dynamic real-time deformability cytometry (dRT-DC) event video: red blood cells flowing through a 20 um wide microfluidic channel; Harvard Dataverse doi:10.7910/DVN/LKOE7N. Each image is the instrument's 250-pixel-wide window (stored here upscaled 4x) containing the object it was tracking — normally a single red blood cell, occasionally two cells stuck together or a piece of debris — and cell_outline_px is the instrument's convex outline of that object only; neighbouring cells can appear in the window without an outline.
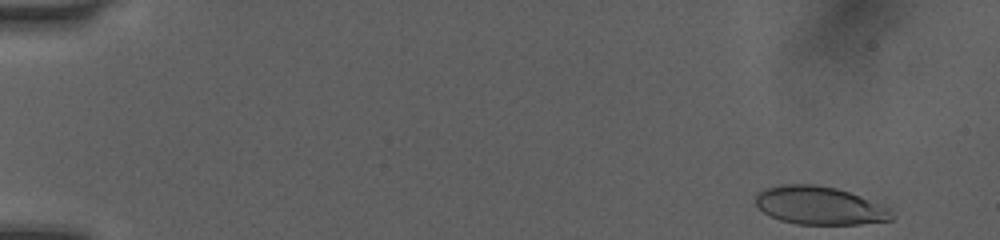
{"species": "human", "species_latin": "Homo sapiens", "temperature_condition": "room temperature", "stored_images_in_passage": 8, "camera_frame_rate_fps": 3000, "um_per_image_px": 0.085, "donor": {"sex": "female"}, "frame": {"image": 1, "passage_image": 1, "time_ms": 0.0, "image_size_px": [1000, 240], "cell_outline_px": [[896, 216], [892, 220], [860, 224], [796, 224], [780, 220], [764, 212], [756, 204], [756, 192], [764, 188], [780, 184], [812, 184], [836, 188], [860, 196], [888, 208]], "centroid_in_image_um": [69.64, 17.47], "position_along_channel_um": 15.4, "area_um2": 30.17}}
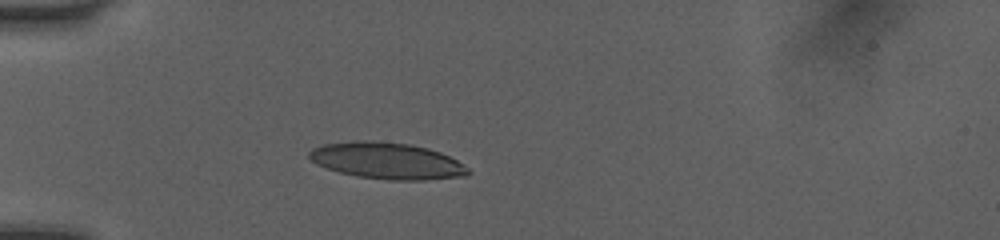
{"frame": {"image": 2, "passage_image": 6, "time_ms": 1.667, "image_size_px": [1000, 240], "cell_outline_px": [[472, 172], [464, 176], [424, 180], [392, 180], [356, 176], [340, 172], [316, 164], [308, 156], [308, 152], [312, 148], [324, 144], [356, 140], [372, 140], [408, 144], [428, 148], [440, 152], [456, 160], [468, 168]], "centroid_in_image_um": [32.88, 13.66], "position_along_channel_um": 52.1, "area_um2": 33.7}}
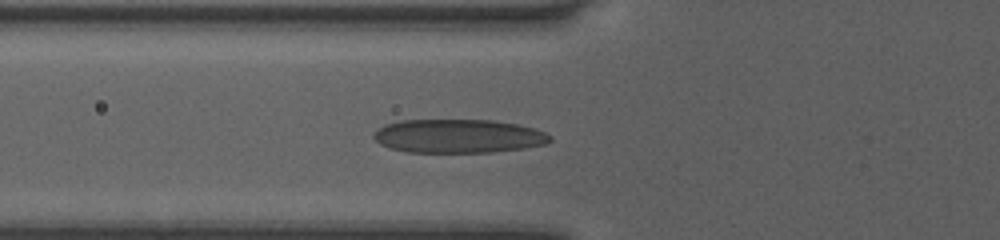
{"frame": {"image": 3, "passage_image": 8, "time_ms": 2.333, "image_size_px": [1000, 240], "cell_outline_px": [[552, 140], [548, 144], [524, 148], [492, 152], [408, 152], [388, 148], [380, 144], [372, 136], [384, 124], [400, 120], [492, 120], [516, 124], [536, 128], [552, 136]], "centroid_in_image_um": [38.98, 11.57], "position_along_channel_um": 86.8, "area_um2": 34.8}}